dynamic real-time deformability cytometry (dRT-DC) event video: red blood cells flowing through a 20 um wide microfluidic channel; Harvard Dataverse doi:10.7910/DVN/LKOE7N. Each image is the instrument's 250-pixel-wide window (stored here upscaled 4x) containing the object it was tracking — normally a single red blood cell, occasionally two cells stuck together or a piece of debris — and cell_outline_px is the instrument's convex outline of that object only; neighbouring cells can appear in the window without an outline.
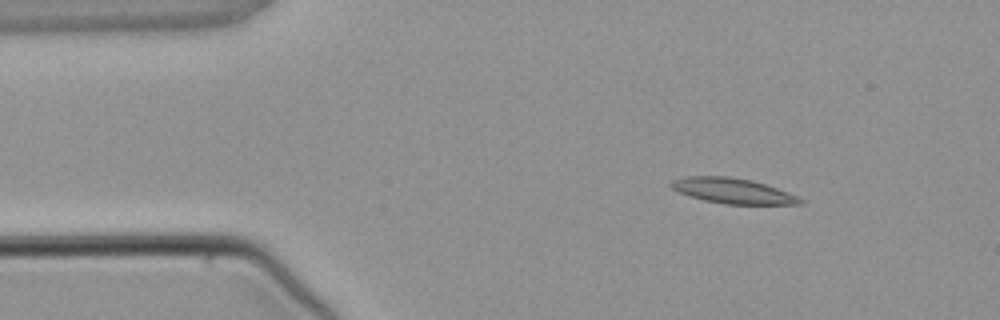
{"species": "common noctule bat (a hibernating species)", "species_latin": "Nyctalus noctula", "temperature_condition": "warm", "stored_images_in_passage": 3, "camera_frame_rate_fps": 3000, "um_per_image_px": 0.085, "animal": {"sex": "male", "body_mass_g": 21.5, "forearm_length_mm": 52.0}, "frame": {"image": 1, "passage_image": 1, "time_ms": 0.0, "image_size_px": [1000, 320], "cell_outline_px": [[804, 204], [724, 204], [704, 200], [688, 196], [672, 188], [668, 184], [672, 180], [684, 176], [728, 176], [752, 180], [788, 192], [804, 200]], "centroid_in_image_um": [62.25, 16.22], "position_along_channel_um": 22.8, "area_um2": 19.02}}
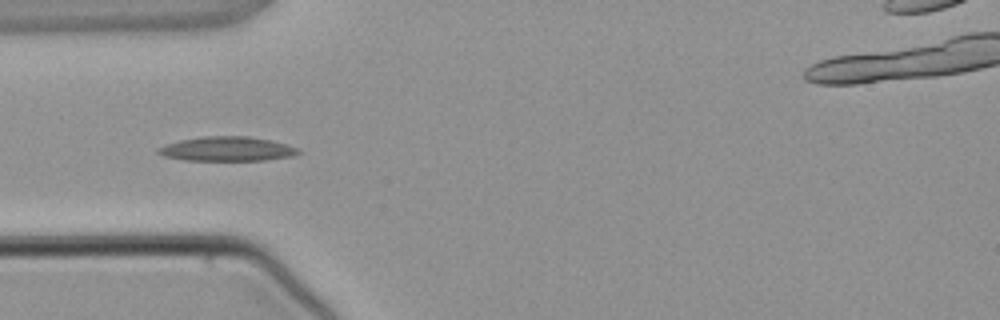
{"frame": {"image": 2, "passage_image": 3, "time_ms": 2.333, "image_size_px": [1000, 320], "cell_outline_px": [[304, 152], [292, 156], [264, 160], [184, 160], [164, 156], [156, 152], [156, 148], [164, 144], [180, 140], [200, 136], [248, 136], [272, 140], [296, 148]], "centroid_in_image_um": [19.26, 12.65], "position_along_channel_um": 65.7, "area_um2": 20.0}}